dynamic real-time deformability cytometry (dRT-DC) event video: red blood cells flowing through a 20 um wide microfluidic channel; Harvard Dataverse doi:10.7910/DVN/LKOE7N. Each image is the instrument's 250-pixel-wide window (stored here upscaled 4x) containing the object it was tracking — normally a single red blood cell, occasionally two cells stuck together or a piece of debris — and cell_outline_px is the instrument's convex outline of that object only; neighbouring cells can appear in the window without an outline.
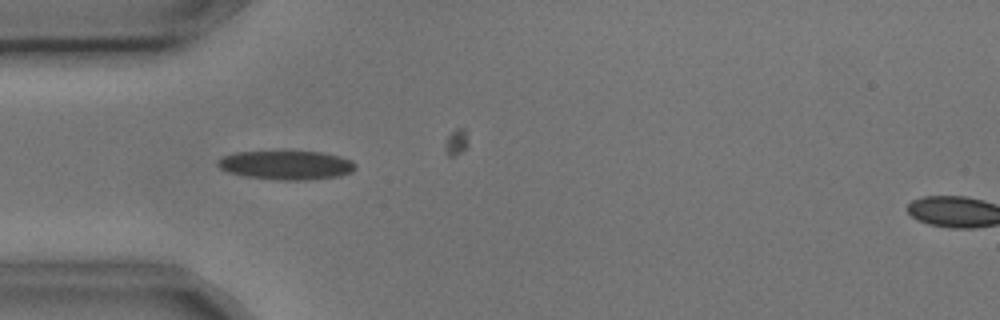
{"species": "common noctule bat (a hibernating species)", "species_latin": "Nyctalus noctula", "temperature_condition": "cold", "stored_images_in_passage": 5, "camera_frame_rate_fps": 3000, "um_per_image_px": 0.085, "animal": {"sex": "male", "body_mass_g": 17.9, "forearm_length_mm": 54.2}, "frame": {"image": 1, "passage_image": 2, "time_ms": 0.333, "image_size_px": [1000, 320], "cell_outline_px": [[356, 168], [352, 172], [340, 176], [304, 180], [280, 180], [244, 176], [228, 172], [220, 168], [216, 164], [224, 156], [236, 152], [276, 148], [288, 148], [324, 152], [340, 156], [352, 160], [356, 164]], "centroid_in_image_um": [24.35, 13.97], "position_along_channel_um": 60.6, "area_um2": 24.57}}